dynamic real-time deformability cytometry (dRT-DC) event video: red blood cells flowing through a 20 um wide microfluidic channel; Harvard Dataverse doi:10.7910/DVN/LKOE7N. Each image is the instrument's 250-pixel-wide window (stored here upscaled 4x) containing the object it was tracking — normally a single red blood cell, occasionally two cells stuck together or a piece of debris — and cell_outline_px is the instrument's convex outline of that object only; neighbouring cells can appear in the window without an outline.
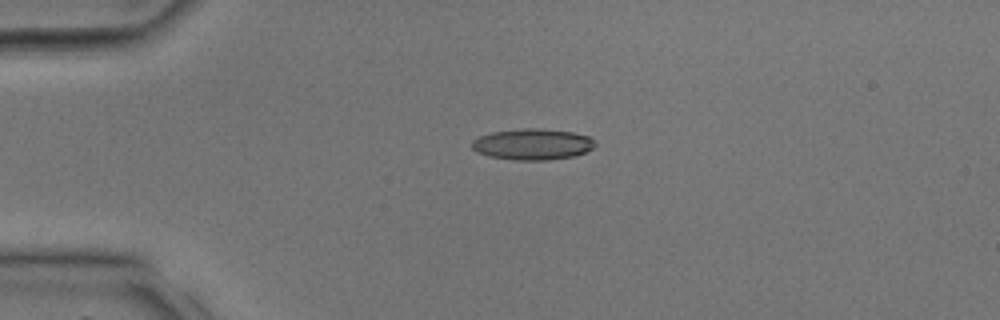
{"species": "common noctule bat (a hibernating species)", "species_latin": "Nyctalus noctula", "temperature_condition": "room temperature", "stored_images_in_passage": 3, "camera_frame_rate_fps": 3000, "um_per_image_px": 0.085, "animal": {"sex": "male", "body_mass_g": 17.9, "forearm_length_mm": 54.2}, "frame": {"image": 1, "passage_image": 3, "time_ms": 0.667, "image_size_px": [1000, 320], "cell_outline_px": [[596, 144], [592, 148], [584, 152], [572, 156], [548, 160], [516, 160], [488, 156], [476, 152], [472, 148], [472, 140], [480, 136], [492, 132], [524, 128], [540, 128], [572, 132], [588, 136]], "centroid_in_image_um": [45.23, 12.26], "position_along_channel_um": 39.8, "area_um2": 22.2}}